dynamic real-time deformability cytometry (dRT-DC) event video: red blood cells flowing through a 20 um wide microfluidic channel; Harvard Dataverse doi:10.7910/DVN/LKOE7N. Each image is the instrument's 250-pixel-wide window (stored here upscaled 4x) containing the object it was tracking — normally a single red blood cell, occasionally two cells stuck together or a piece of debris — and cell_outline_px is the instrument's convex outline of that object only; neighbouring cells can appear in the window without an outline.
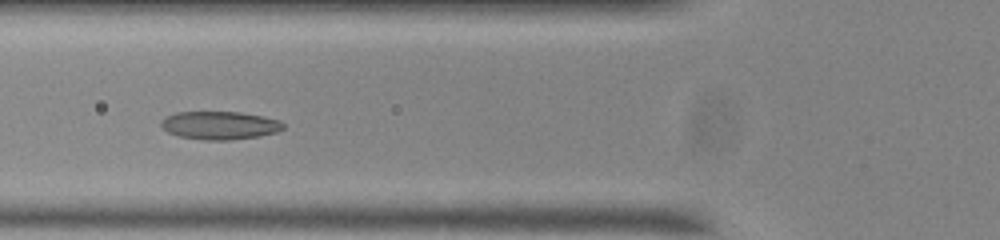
{"species": "common noctule bat (a hibernating species)", "species_latin": "Nyctalus noctula", "temperature_condition": "room temperature", "stored_images_in_passage": 55, "camera_frame_rate_fps": 3000, "um_per_image_px": 0.085, "animal": {"sex": "male", "body_mass_g": 20.0, "forearm_length_mm": 53.3}, "frame": {"image": 1, "passage_image": 19, "time_ms": 6.0, "image_size_px": [1000, 240], "cell_outline_px": [[284, 128], [276, 132], [260, 136], [228, 140], [204, 140], [180, 136], [168, 132], [160, 124], [160, 120], [176, 112], [240, 112], [264, 116], [280, 120], [284, 124]], "centroid_in_image_um": [18.7, 10.65], "position_along_channel_um": 107.1, "area_um2": 20.0}}
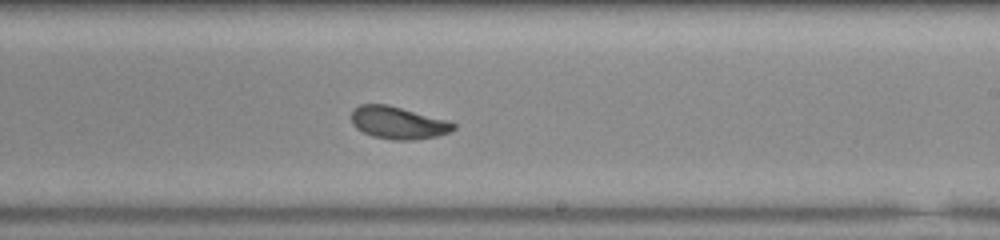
{"frame": {"image": 2, "passage_image": 31, "time_ms": 10.0, "image_size_px": [1000, 240], "cell_outline_px": [[456, 128], [448, 132], [436, 136], [412, 140], [392, 140], [372, 136], [356, 128], [352, 124], [352, 108], [360, 104], [388, 104], [448, 120], [456, 124]], "centroid_in_image_um": [33.82, 10.42], "position_along_channel_um": 255.2, "area_um2": 19.36}}
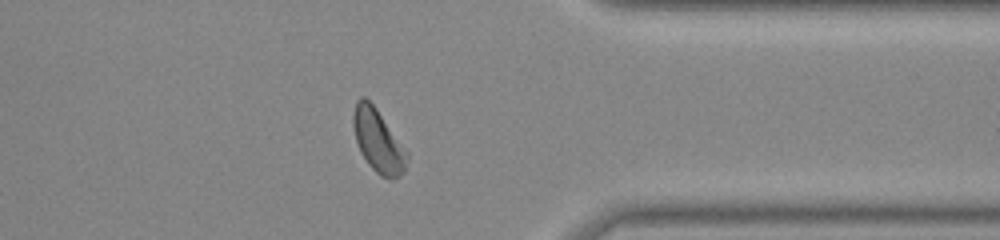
{"frame": {"image": 3, "passage_image": 42, "time_ms": 13.667, "image_size_px": [1000, 240], "cell_outline_px": [[408, 160], [404, 172], [400, 176], [392, 180], [380, 176], [368, 164], [360, 152], [356, 140], [352, 124], [352, 116], [356, 100], [360, 96], [364, 96], [376, 108], [408, 152]], "centroid_in_image_um": [32.13, 11.99], "position_along_channel_um": 379.3, "area_um2": 19.83}, "authors_computed_cell_mechanics": {"area_um2": 19.9988, "velocity_mm_per_s": 3.7078, "shape_relaxation_time_tau1_ms": 3.7121, "shape_relaxation_time_tau2_ms": 1.9465, "deformation_change_tau1": 0.1237, "deformation_change_tau2": 0.0769}}